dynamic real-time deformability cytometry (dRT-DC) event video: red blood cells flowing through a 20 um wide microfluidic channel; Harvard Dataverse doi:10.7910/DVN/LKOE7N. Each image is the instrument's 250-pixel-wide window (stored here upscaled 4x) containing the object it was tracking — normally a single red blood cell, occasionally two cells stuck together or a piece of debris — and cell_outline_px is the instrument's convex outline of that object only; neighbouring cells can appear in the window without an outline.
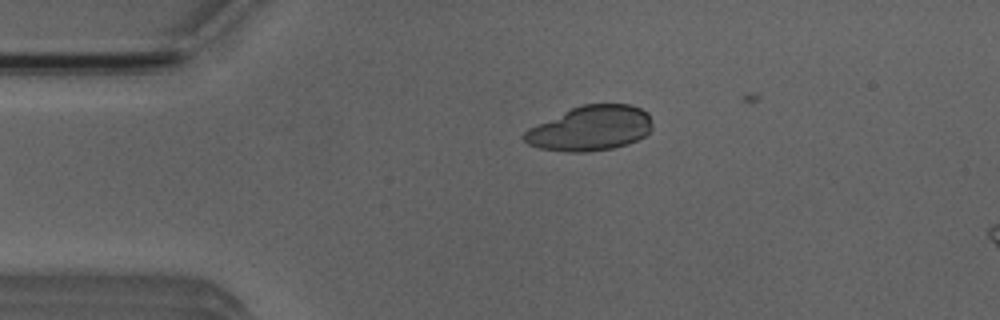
{"species": "Egyptian fruit bat (a non-hibernating species)", "species_latin": "Rousettus aegyptiacus", "temperature_condition": "room temperature", "stored_images_in_passage": 5, "camera_frame_rate_fps": 3000, "um_per_image_px": 0.085, "animal": {"sex": "male"}, "frame": {"image": 1, "passage_image": 3, "time_ms": 2.333, "image_size_px": [1000, 320], "cell_outline_px": [[652, 128], [644, 136], [628, 144], [612, 148], [588, 152], [564, 152], [540, 148], [528, 144], [524, 140], [524, 132], [528, 128], [580, 104], [632, 104], [648, 112], [652, 120]], "centroid_in_image_um": [50.2, 10.9], "position_along_channel_um": 34.8, "area_um2": 33.58}}